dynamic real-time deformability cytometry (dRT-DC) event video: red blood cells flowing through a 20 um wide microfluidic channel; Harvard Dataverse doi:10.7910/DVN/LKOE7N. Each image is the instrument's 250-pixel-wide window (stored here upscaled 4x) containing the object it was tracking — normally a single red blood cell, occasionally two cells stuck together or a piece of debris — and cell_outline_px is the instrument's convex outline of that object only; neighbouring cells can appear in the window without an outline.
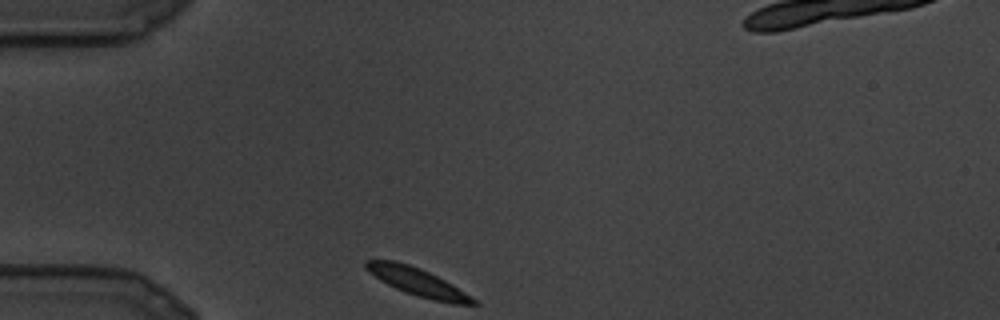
{"species": "common noctule bat (a hibernating species)", "species_latin": "Nyctalus noctula", "temperature_condition": "cold", "stored_images_in_passage": 18, "camera_frame_rate_fps": 3000, "um_per_image_px": 0.085, "animal": {"sex": "male", "body_mass_g": 19.5, "forearm_length_mm": 54.6}, "frame": {"image": 1, "passage_image": 1, "time_ms": 0.0, "image_size_px": [1000, 320], "cell_outline_px": [[480, 304], [452, 304], [432, 300], [396, 288], [380, 280], [364, 268], [364, 260], [396, 260], [420, 268], [452, 284], [476, 300]], "centroid_in_image_um": [35.47, 23.95], "position_along_channel_um": 49.5, "area_um2": 17.05}}
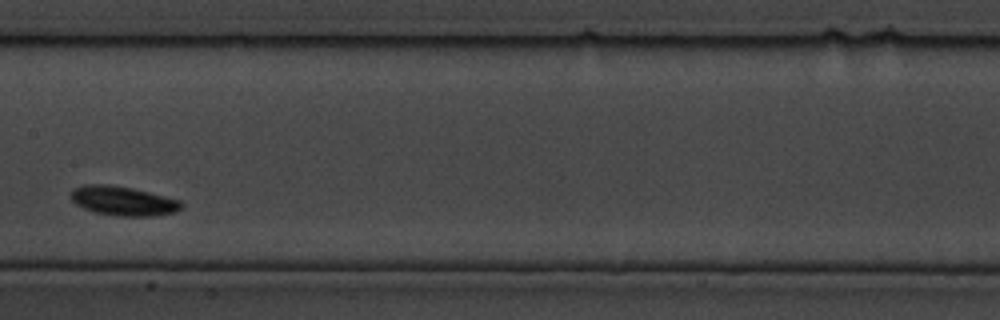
{"frame": {"image": 2, "passage_image": 8, "time_ms": 2.333, "image_size_px": [1000, 320], "cell_outline_px": [[184, 208], [176, 212], [152, 216], [116, 216], [96, 212], [84, 208], [76, 204], [68, 196], [72, 188], [84, 184], [108, 184], [132, 188], [180, 200], [184, 204]], "centroid_in_image_um": [10.45, 17.07], "position_along_channel_um": 196.9, "area_um2": 19.07}}
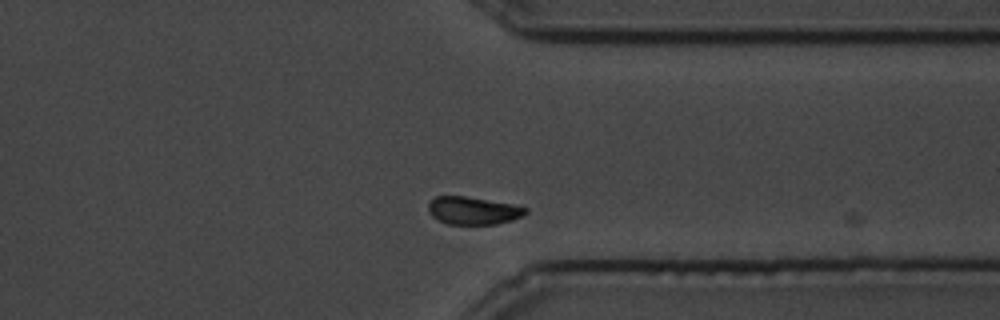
{"frame": {"image": 3, "passage_image": 16, "time_ms": 5.0, "image_size_px": [1000, 320], "cell_outline_px": [[528, 212], [524, 216], [512, 220], [496, 224], [444, 224], [432, 216], [428, 212], [428, 204], [436, 196], [464, 196], [512, 204], [528, 208]], "centroid_in_image_um": [40.22, 17.91], "position_along_channel_um": 371.2, "area_um2": 15.78}}